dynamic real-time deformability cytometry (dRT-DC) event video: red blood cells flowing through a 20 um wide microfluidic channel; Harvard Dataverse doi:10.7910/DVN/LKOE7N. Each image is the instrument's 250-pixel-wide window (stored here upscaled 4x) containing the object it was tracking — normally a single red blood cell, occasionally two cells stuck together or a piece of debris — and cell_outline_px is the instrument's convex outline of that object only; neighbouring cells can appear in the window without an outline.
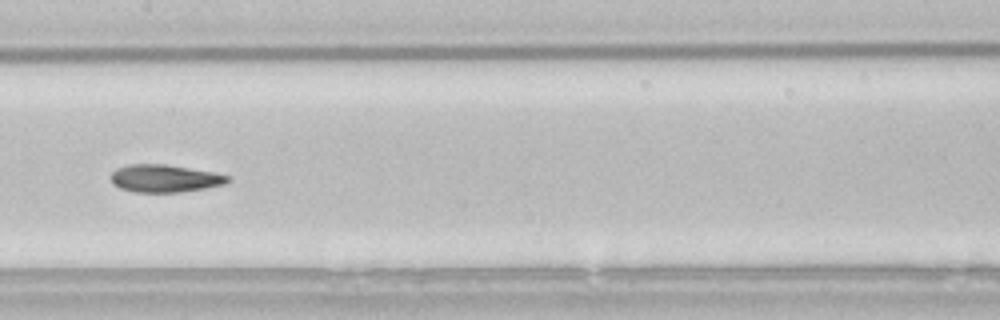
{"species": "common noctule bat (a hibernating species)", "species_latin": "Nyctalus noctula", "temperature_condition": "room temperature", "stored_images_in_passage": 46, "camera_frame_rate_fps": 3000, "um_per_image_px": 0.085, "animal": {"sex": "male", "body_mass_g": 21.5, "forearm_length_mm": 52.0}, "frame": {"image": 1, "passage_image": 20, "time_ms": 6.333, "image_size_px": [1000, 320], "cell_outline_px": [[232, 180], [224, 184], [204, 188], [180, 192], [132, 192], [120, 188], [112, 184], [112, 172], [116, 168], [132, 164], [164, 164], [212, 172], [228, 176]], "centroid_in_image_um": [13.97, 15.17], "position_along_channel_um": 193.4, "area_um2": 18.61}, "authors_computed_cell_mechanics": {"area_um2": 19.0162, "velocity_mm_per_s": 3.8161, "shape_relaxation_time_tau1_ms": 5.8595, "shape_relaxation_time_tau2_ms": 3.5229, "deformation_change_tau1": 0.1748, "deformation_change_tau2": 0.0841}}